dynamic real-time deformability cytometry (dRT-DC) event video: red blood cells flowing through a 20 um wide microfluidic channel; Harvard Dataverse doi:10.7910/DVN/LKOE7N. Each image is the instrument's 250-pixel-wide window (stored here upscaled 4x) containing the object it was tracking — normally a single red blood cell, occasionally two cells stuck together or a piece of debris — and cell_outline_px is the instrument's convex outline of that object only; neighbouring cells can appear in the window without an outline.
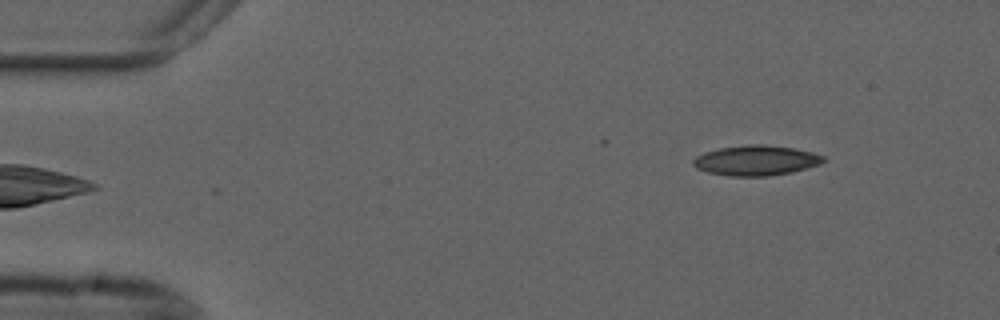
{"species": "common noctule bat (a hibernating species)", "species_latin": "Nyctalus noctula", "temperature_condition": "cold", "stored_images_in_passage": 49, "camera_frame_rate_fps": 3000, "um_per_image_px": 0.085, "animal": {"sex": "male", "forearm_length_mm": 52.5}, "frame": {"image": 1, "passage_image": 1, "time_ms": 0.0, "image_size_px": [1000, 320], "cell_outline_px": [[828, 160], [820, 164], [792, 172], [768, 176], [728, 176], [708, 172], [696, 168], [692, 164], [692, 160], [696, 156], [704, 152], [720, 148], [748, 144], [764, 144], [796, 148], [812, 152], [824, 156]], "centroid_in_image_um": [64.28, 13.63], "position_along_channel_um": 20.7, "area_um2": 23.06}}
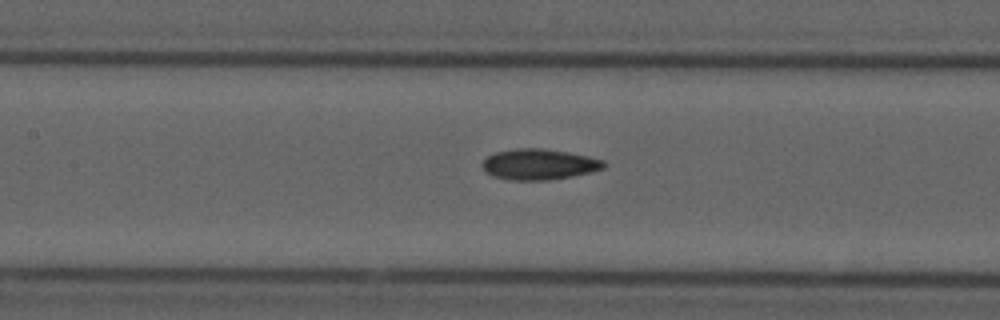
{"frame": {"image": 2, "passage_image": 19, "time_ms": 6.0, "image_size_px": [1000, 320], "cell_outline_px": [[608, 164], [604, 168], [592, 172], [572, 176], [548, 180], [512, 180], [492, 176], [484, 172], [480, 164], [488, 156], [496, 152], [516, 148], [544, 148], [568, 152], [588, 156], [604, 160]], "centroid_in_image_um": [45.82, 13.97], "position_along_channel_um": 161.6, "area_um2": 22.02}}
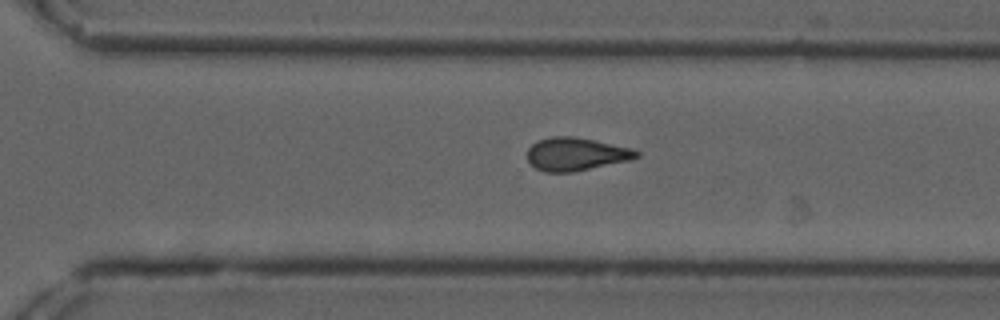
{"frame": {"image": 3, "passage_image": 32, "time_ms": 10.333, "image_size_px": [1000, 320], "cell_outline_px": [[640, 156], [632, 160], [572, 172], [544, 172], [536, 168], [528, 160], [528, 148], [532, 144], [540, 140], [552, 136], [572, 136], [632, 148], [640, 152]], "centroid_in_image_um": [48.99, 13.1], "position_along_channel_um": 321.6, "area_um2": 20.92}, "authors_computed_cell_mechanics": {"area_um2": 21.4438, "velocity_mm_per_s": 3.7104, "shape_relaxation_time_tau1_ms": 9.7736, "shape_relaxation_time_tau2_ms": 5.548, "deformation_change_tau1": 0.1727, "deformation_change_tau2": 0.1481}}